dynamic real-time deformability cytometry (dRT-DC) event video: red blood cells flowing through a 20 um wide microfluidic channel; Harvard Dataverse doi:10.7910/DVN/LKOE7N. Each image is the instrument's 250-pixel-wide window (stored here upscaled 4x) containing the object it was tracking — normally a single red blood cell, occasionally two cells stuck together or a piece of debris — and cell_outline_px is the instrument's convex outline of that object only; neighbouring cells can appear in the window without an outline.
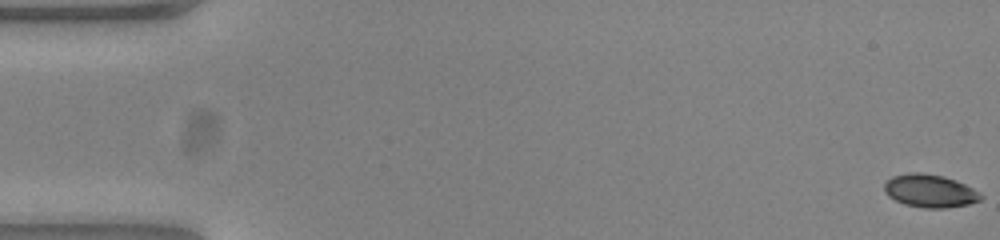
{"species": "common noctule bat (a hibernating species)", "species_latin": "Nyctalus noctula", "temperature_condition": "warm", "stored_images_in_passage": 54, "camera_frame_rate_fps": 3000, "um_per_image_px": 0.085, "animal": {"sex": "female", "body_mass_g": 23.0, "forearm_length_mm": 53.4}, "frame": {"image": 1, "passage_image": 1, "time_ms": 0.0, "image_size_px": [1000, 240], "cell_outline_px": [[984, 196], [980, 200], [968, 204], [944, 208], [924, 208], [904, 204], [888, 196], [884, 192], [884, 184], [892, 176], [908, 172], [920, 172], [944, 176], [956, 180], [980, 192]], "centroid_in_image_um": [79.03, 16.22], "position_along_channel_um": 6.0, "area_um2": 18.61}}
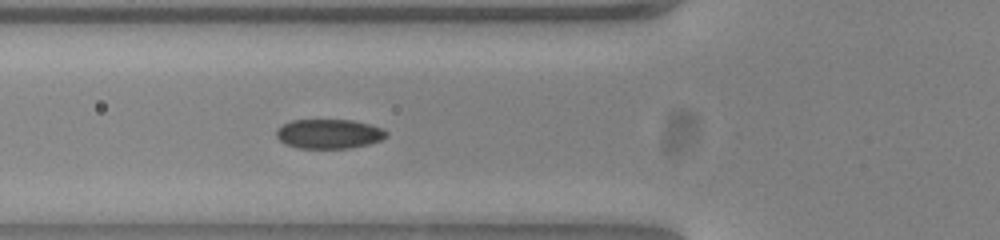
{"frame": {"image": 2, "passage_image": 20, "time_ms": 6.333, "image_size_px": [1000, 240], "cell_outline_px": [[388, 136], [380, 140], [368, 144], [348, 148], [300, 148], [284, 144], [276, 136], [276, 128], [292, 120], [352, 120], [368, 124], [380, 128], [388, 132]], "centroid_in_image_um": [27.94, 11.38], "position_along_channel_um": 97.9, "area_um2": 18.79}}
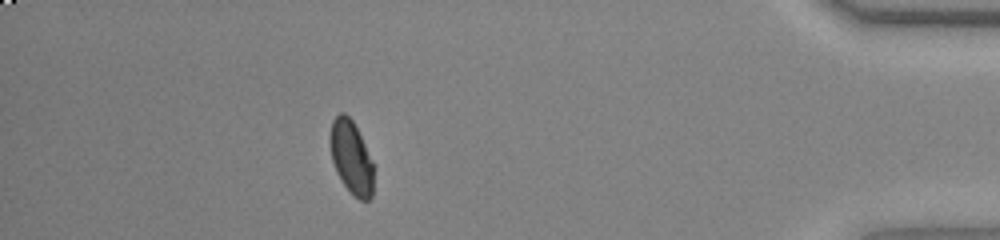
{"frame": {"image": 3, "passage_image": 48, "time_ms": 15.667, "image_size_px": [1000, 240], "cell_outline_px": [[372, 196], [368, 200], [360, 200], [344, 184], [336, 172], [332, 160], [328, 140], [328, 136], [332, 120], [340, 112], [344, 112], [352, 120], [372, 160]], "centroid_in_image_um": [29.81, 13.33], "position_along_channel_um": 405.4, "area_um2": 18.32}, "authors_computed_cell_mechanics": {"area_um2": 18.8428, "velocity_mm_per_s": 3.852, "shape_relaxation_time_tau1_ms": 4.0577, "shape_relaxation_time_tau2_ms": 0.9099, "deformation_change_tau1": 0.1167, "deformation_change_tau2": 0.0424}}